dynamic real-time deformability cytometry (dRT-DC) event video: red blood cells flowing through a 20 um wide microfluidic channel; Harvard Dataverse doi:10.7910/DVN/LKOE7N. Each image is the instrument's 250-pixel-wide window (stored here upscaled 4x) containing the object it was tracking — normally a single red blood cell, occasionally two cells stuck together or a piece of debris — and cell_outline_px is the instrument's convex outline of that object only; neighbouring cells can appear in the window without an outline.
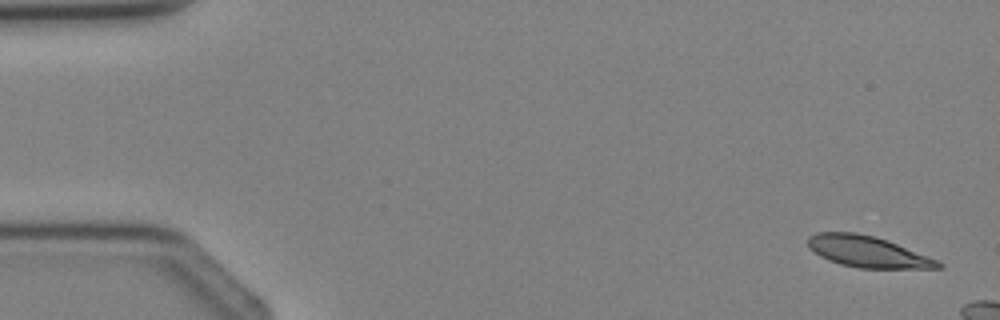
{"species": "Egyptian fruit bat (a non-hibernating species)", "species_latin": "Rousettus aegyptiacus", "temperature_condition": "cold", "stored_images_in_passage": 3, "camera_frame_rate_fps": 3000, "um_per_image_px": 0.085, "animal": {"sex": "female"}, "frame": {"image": 1, "passage_image": 1, "time_ms": 0.0, "image_size_px": [1000, 320], "cell_outline_px": [[944, 264], [940, 268], [860, 268], [840, 264], [828, 260], [820, 256], [808, 248], [808, 236], [816, 232], [856, 232], [876, 236], [888, 240], [936, 260]], "centroid_in_image_um": [73.69, 21.38], "position_along_channel_um": 11.3, "area_um2": 23.64}}